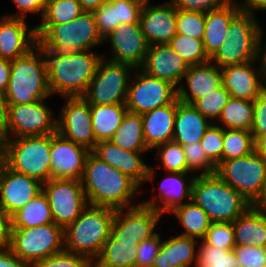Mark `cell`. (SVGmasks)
<instances>
[{
	"label": "cell",
	"instance_id": "6da1fadb",
	"mask_svg": "<svg viewBox=\"0 0 266 267\" xmlns=\"http://www.w3.org/2000/svg\"><path fill=\"white\" fill-rule=\"evenodd\" d=\"M88 205L124 209L139 186L90 152L81 179Z\"/></svg>",
	"mask_w": 266,
	"mask_h": 267
},
{
	"label": "cell",
	"instance_id": "7a4b0ae2",
	"mask_svg": "<svg viewBox=\"0 0 266 267\" xmlns=\"http://www.w3.org/2000/svg\"><path fill=\"white\" fill-rule=\"evenodd\" d=\"M47 62L48 86L51 94L66 97L83 96L95 76L102 59L89 50L60 52L43 50Z\"/></svg>",
	"mask_w": 266,
	"mask_h": 267
},
{
	"label": "cell",
	"instance_id": "3957f363",
	"mask_svg": "<svg viewBox=\"0 0 266 267\" xmlns=\"http://www.w3.org/2000/svg\"><path fill=\"white\" fill-rule=\"evenodd\" d=\"M34 48L35 52L32 49L11 61V75L4 94L7 105L30 104L51 95L43 49L39 45Z\"/></svg>",
	"mask_w": 266,
	"mask_h": 267
},
{
	"label": "cell",
	"instance_id": "277c9868",
	"mask_svg": "<svg viewBox=\"0 0 266 267\" xmlns=\"http://www.w3.org/2000/svg\"><path fill=\"white\" fill-rule=\"evenodd\" d=\"M89 206L87 205L80 216L64 229V248L67 252L95 260L110 236L115 209Z\"/></svg>",
	"mask_w": 266,
	"mask_h": 267
},
{
	"label": "cell",
	"instance_id": "5b68a950",
	"mask_svg": "<svg viewBox=\"0 0 266 267\" xmlns=\"http://www.w3.org/2000/svg\"><path fill=\"white\" fill-rule=\"evenodd\" d=\"M191 200L208 214L211 222L233 223L250 206L216 173L195 176Z\"/></svg>",
	"mask_w": 266,
	"mask_h": 267
},
{
	"label": "cell",
	"instance_id": "8992f818",
	"mask_svg": "<svg viewBox=\"0 0 266 267\" xmlns=\"http://www.w3.org/2000/svg\"><path fill=\"white\" fill-rule=\"evenodd\" d=\"M35 27L38 45L43 50L86 51L105 41L97 30L93 12L83 11L68 23L40 24Z\"/></svg>",
	"mask_w": 266,
	"mask_h": 267
},
{
	"label": "cell",
	"instance_id": "52a82bcc",
	"mask_svg": "<svg viewBox=\"0 0 266 267\" xmlns=\"http://www.w3.org/2000/svg\"><path fill=\"white\" fill-rule=\"evenodd\" d=\"M252 14L242 10L229 24L225 42L210 58L220 68L260 57L262 30ZM213 60V61H212Z\"/></svg>",
	"mask_w": 266,
	"mask_h": 267
},
{
	"label": "cell",
	"instance_id": "ba28073f",
	"mask_svg": "<svg viewBox=\"0 0 266 267\" xmlns=\"http://www.w3.org/2000/svg\"><path fill=\"white\" fill-rule=\"evenodd\" d=\"M52 134L6 139L5 164L42 183L51 178Z\"/></svg>",
	"mask_w": 266,
	"mask_h": 267
},
{
	"label": "cell",
	"instance_id": "9c48e42d",
	"mask_svg": "<svg viewBox=\"0 0 266 267\" xmlns=\"http://www.w3.org/2000/svg\"><path fill=\"white\" fill-rule=\"evenodd\" d=\"M64 228L56 223L37 227L11 228V251L33 266L38 261L65 250Z\"/></svg>",
	"mask_w": 266,
	"mask_h": 267
},
{
	"label": "cell",
	"instance_id": "30bf717a",
	"mask_svg": "<svg viewBox=\"0 0 266 267\" xmlns=\"http://www.w3.org/2000/svg\"><path fill=\"white\" fill-rule=\"evenodd\" d=\"M100 60L95 76L82 96L90 106L125 105L129 86V64Z\"/></svg>",
	"mask_w": 266,
	"mask_h": 267
},
{
	"label": "cell",
	"instance_id": "8fae6325",
	"mask_svg": "<svg viewBox=\"0 0 266 267\" xmlns=\"http://www.w3.org/2000/svg\"><path fill=\"white\" fill-rule=\"evenodd\" d=\"M215 173L251 204L266 178V159L254 151L244 157L220 162Z\"/></svg>",
	"mask_w": 266,
	"mask_h": 267
},
{
	"label": "cell",
	"instance_id": "7c38bea8",
	"mask_svg": "<svg viewBox=\"0 0 266 267\" xmlns=\"http://www.w3.org/2000/svg\"><path fill=\"white\" fill-rule=\"evenodd\" d=\"M43 185L53 221L64 229L74 222L88 205L81 181L50 178Z\"/></svg>",
	"mask_w": 266,
	"mask_h": 267
},
{
	"label": "cell",
	"instance_id": "4fadbf2b",
	"mask_svg": "<svg viewBox=\"0 0 266 267\" xmlns=\"http://www.w3.org/2000/svg\"><path fill=\"white\" fill-rule=\"evenodd\" d=\"M25 105H7V118L4 135L9 132L15 137L42 136L57 133V119L53 120V111L42 102Z\"/></svg>",
	"mask_w": 266,
	"mask_h": 267
},
{
	"label": "cell",
	"instance_id": "5bb4252c",
	"mask_svg": "<svg viewBox=\"0 0 266 267\" xmlns=\"http://www.w3.org/2000/svg\"><path fill=\"white\" fill-rule=\"evenodd\" d=\"M141 72L137 70L135 81L133 80V84L128 86L125 103L128 111L142 115L156 108L172 104L177 99L175 86L167 81L152 77L142 70Z\"/></svg>",
	"mask_w": 266,
	"mask_h": 267
},
{
	"label": "cell",
	"instance_id": "9a60e30c",
	"mask_svg": "<svg viewBox=\"0 0 266 267\" xmlns=\"http://www.w3.org/2000/svg\"><path fill=\"white\" fill-rule=\"evenodd\" d=\"M127 210L124 217L123 209L115 210L110 236L117 242L133 244V247H136L139 242L156 234L153 230L161 213L142 204L127 207Z\"/></svg>",
	"mask_w": 266,
	"mask_h": 267
},
{
	"label": "cell",
	"instance_id": "2e32d148",
	"mask_svg": "<svg viewBox=\"0 0 266 267\" xmlns=\"http://www.w3.org/2000/svg\"><path fill=\"white\" fill-rule=\"evenodd\" d=\"M57 120V133L62 137L86 147L95 148L90 104L82 97H68L67 104Z\"/></svg>",
	"mask_w": 266,
	"mask_h": 267
},
{
	"label": "cell",
	"instance_id": "e0dca14e",
	"mask_svg": "<svg viewBox=\"0 0 266 267\" xmlns=\"http://www.w3.org/2000/svg\"><path fill=\"white\" fill-rule=\"evenodd\" d=\"M43 183L18 173L6 164L0 172V208L11 217L43 192Z\"/></svg>",
	"mask_w": 266,
	"mask_h": 267
},
{
	"label": "cell",
	"instance_id": "ac0fdd59",
	"mask_svg": "<svg viewBox=\"0 0 266 267\" xmlns=\"http://www.w3.org/2000/svg\"><path fill=\"white\" fill-rule=\"evenodd\" d=\"M110 39L112 54L110 61L125 63L136 70L144 63L149 44L140 23H124L113 29L104 40Z\"/></svg>",
	"mask_w": 266,
	"mask_h": 267
},
{
	"label": "cell",
	"instance_id": "d6986e66",
	"mask_svg": "<svg viewBox=\"0 0 266 267\" xmlns=\"http://www.w3.org/2000/svg\"><path fill=\"white\" fill-rule=\"evenodd\" d=\"M89 151L59 133L52 134L51 178L81 181Z\"/></svg>",
	"mask_w": 266,
	"mask_h": 267
},
{
	"label": "cell",
	"instance_id": "ffe728a7",
	"mask_svg": "<svg viewBox=\"0 0 266 267\" xmlns=\"http://www.w3.org/2000/svg\"><path fill=\"white\" fill-rule=\"evenodd\" d=\"M148 5V0H145L139 20L148 44H168L177 34L174 3L170 1L158 6Z\"/></svg>",
	"mask_w": 266,
	"mask_h": 267
},
{
	"label": "cell",
	"instance_id": "44dd1931",
	"mask_svg": "<svg viewBox=\"0 0 266 267\" xmlns=\"http://www.w3.org/2000/svg\"><path fill=\"white\" fill-rule=\"evenodd\" d=\"M101 161L116 168L132 179L139 187L143 181L153 180V169L140 158L142 152L123 150L110 141H99L91 151Z\"/></svg>",
	"mask_w": 266,
	"mask_h": 267
},
{
	"label": "cell",
	"instance_id": "7402d4cb",
	"mask_svg": "<svg viewBox=\"0 0 266 267\" xmlns=\"http://www.w3.org/2000/svg\"><path fill=\"white\" fill-rule=\"evenodd\" d=\"M146 74L177 86L189 65L169 44L150 45L142 64Z\"/></svg>",
	"mask_w": 266,
	"mask_h": 267
},
{
	"label": "cell",
	"instance_id": "603a6c76",
	"mask_svg": "<svg viewBox=\"0 0 266 267\" xmlns=\"http://www.w3.org/2000/svg\"><path fill=\"white\" fill-rule=\"evenodd\" d=\"M37 45L36 27L28 30L25 19L5 17L0 20V58L15 60Z\"/></svg>",
	"mask_w": 266,
	"mask_h": 267
},
{
	"label": "cell",
	"instance_id": "cb8c5ba5",
	"mask_svg": "<svg viewBox=\"0 0 266 267\" xmlns=\"http://www.w3.org/2000/svg\"><path fill=\"white\" fill-rule=\"evenodd\" d=\"M253 62L221 68L222 86L232 98L254 101L266 89V83L262 82V68L256 73L252 68ZM258 76L262 81H259Z\"/></svg>",
	"mask_w": 266,
	"mask_h": 267
},
{
	"label": "cell",
	"instance_id": "d4e9b609",
	"mask_svg": "<svg viewBox=\"0 0 266 267\" xmlns=\"http://www.w3.org/2000/svg\"><path fill=\"white\" fill-rule=\"evenodd\" d=\"M184 77L191 94L182 86L178 87L177 99L186 104H192L222 86L221 68L210 61L189 66Z\"/></svg>",
	"mask_w": 266,
	"mask_h": 267
},
{
	"label": "cell",
	"instance_id": "484cf974",
	"mask_svg": "<svg viewBox=\"0 0 266 267\" xmlns=\"http://www.w3.org/2000/svg\"><path fill=\"white\" fill-rule=\"evenodd\" d=\"M243 10L242 5L232 0L224 7L205 13V29L203 46L205 53L211 58L228 37L230 22Z\"/></svg>",
	"mask_w": 266,
	"mask_h": 267
},
{
	"label": "cell",
	"instance_id": "4316f807",
	"mask_svg": "<svg viewBox=\"0 0 266 267\" xmlns=\"http://www.w3.org/2000/svg\"><path fill=\"white\" fill-rule=\"evenodd\" d=\"M177 110V99L163 107L142 114L145 143L150 149L171 142Z\"/></svg>",
	"mask_w": 266,
	"mask_h": 267
},
{
	"label": "cell",
	"instance_id": "83f0119b",
	"mask_svg": "<svg viewBox=\"0 0 266 267\" xmlns=\"http://www.w3.org/2000/svg\"><path fill=\"white\" fill-rule=\"evenodd\" d=\"M211 123L212 121L207 122L206 117L191 104L180 102L177 99L172 141L182 146L198 143L203 138L206 130L212 125Z\"/></svg>",
	"mask_w": 266,
	"mask_h": 267
},
{
	"label": "cell",
	"instance_id": "f1b7e54d",
	"mask_svg": "<svg viewBox=\"0 0 266 267\" xmlns=\"http://www.w3.org/2000/svg\"><path fill=\"white\" fill-rule=\"evenodd\" d=\"M232 224L236 245L266 248V212L249 206Z\"/></svg>",
	"mask_w": 266,
	"mask_h": 267
},
{
	"label": "cell",
	"instance_id": "f546056e",
	"mask_svg": "<svg viewBox=\"0 0 266 267\" xmlns=\"http://www.w3.org/2000/svg\"><path fill=\"white\" fill-rule=\"evenodd\" d=\"M170 176L164 178L160 185V200L163 201L164 205L157 206L156 200L145 201L141 203L144 206L154 208L161 214L171 212L175 207L182 205L183 199L191 200L192 197V186L195 177H192L189 181L188 186L185 183L184 177L187 172H169Z\"/></svg>",
	"mask_w": 266,
	"mask_h": 267
},
{
	"label": "cell",
	"instance_id": "4dcf8cb0",
	"mask_svg": "<svg viewBox=\"0 0 266 267\" xmlns=\"http://www.w3.org/2000/svg\"><path fill=\"white\" fill-rule=\"evenodd\" d=\"M196 238L179 235L163 241L153 267L190 266L197 260Z\"/></svg>",
	"mask_w": 266,
	"mask_h": 267
},
{
	"label": "cell",
	"instance_id": "1f68e13d",
	"mask_svg": "<svg viewBox=\"0 0 266 267\" xmlns=\"http://www.w3.org/2000/svg\"><path fill=\"white\" fill-rule=\"evenodd\" d=\"M109 141L123 150L147 151L149 148L145 143L142 115L127 110L120 127Z\"/></svg>",
	"mask_w": 266,
	"mask_h": 267
},
{
	"label": "cell",
	"instance_id": "d6a6232c",
	"mask_svg": "<svg viewBox=\"0 0 266 267\" xmlns=\"http://www.w3.org/2000/svg\"><path fill=\"white\" fill-rule=\"evenodd\" d=\"M95 141H109L120 127L127 111L125 105L90 106Z\"/></svg>",
	"mask_w": 266,
	"mask_h": 267
},
{
	"label": "cell",
	"instance_id": "836d02e7",
	"mask_svg": "<svg viewBox=\"0 0 266 267\" xmlns=\"http://www.w3.org/2000/svg\"><path fill=\"white\" fill-rule=\"evenodd\" d=\"M52 222L51 208L44 192L11 216V228L37 227Z\"/></svg>",
	"mask_w": 266,
	"mask_h": 267
},
{
	"label": "cell",
	"instance_id": "e575fe53",
	"mask_svg": "<svg viewBox=\"0 0 266 267\" xmlns=\"http://www.w3.org/2000/svg\"><path fill=\"white\" fill-rule=\"evenodd\" d=\"M185 228L180 235L202 240L211 224L208 214L192 200L175 207L172 211Z\"/></svg>",
	"mask_w": 266,
	"mask_h": 267
},
{
	"label": "cell",
	"instance_id": "d590c367",
	"mask_svg": "<svg viewBox=\"0 0 266 267\" xmlns=\"http://www.w3.org/2000/svg\"><path fill=\"white\" fill-rule=\"evenodd\" d=\"M96 259L94 267H136V247L109 236Z\"/></svg>",
	"mask_w": 266,
	"mask_h": 267
},
{
	"label": "cell",
	"instance_id": "8d00e7d4",
	"mask_svg": "<svg viewBox=\"0 0 266 267\" xmlns=\"http://www.w3.org/2000/svg\"><path fill=\"white\" fill-rule=\"evenodd\" d=\"M220 120L225 129L250 131L253 122V101L230 98L221 110Z\"/></svg>",
	"mask_w": 266,
	"mask_h": 267
},
{
	"label": "cell",
	"instance_id": "74e56055",
	"mask_svg": "<svg viewBox=\"0 0 266 267\" xmlns=\"http://www.w3.org/2000/svg\"><path fill=\"white\" fill-rule=\"evenodd\" d=\"M222 162L247 156L255 151V141L250 131L224 129Z\"/></svg>",
	"mask_w": 266,
	"mask_h": 267
},
{
	"label": "cell",
	"instance_id": "f35d334b",
	"mask_svg": "<svg viewBox=\"0 0 266 267\" xmlns=\"http://www.w3.org/2000/svg\"><path fill=\"white\" fill-rule=\"evenodd\" d=\"M168 44L189 66L210 61V58L205 53L201 39L176 34Z\"/></svg>",
	"mask_w": 266,
	"mask_h": 267
},
{
	"label": "cell",
	"instance_id": "ab89813d",
	"mask_svg": "<svg viewBox=\"0 0 266 267\" xmlns=\"http://www.w3.org/2000/svg\"><path fill=\"white\" fill-rule=\"evenodd\" d=\"M83 12L78 0H47L41 24H63Z\"/></svg>",
	"mask_w": 266,
	"mask_h": 267
},
{
	"label": "cell",
	"instance_id": "60d3db41",
	"mask_svg": "<svg viewBox=\"0 0 266 267\" xmlns=\"http://www.w3.org/2000/svg\"><path fill=\"white\" fill-rule=\"evenodd\" d=\"M197 251L196 267H242L236 261L233 249H222L206 244L204 241Z\"/></svg>",
	"mask_w": 266,
	"mask_h": 267
},
{
	"label": "cell",
	"instance_id": "b9f144b4",
	"mask_svg": "<svg viewBox=\"0 0 266 267\" xmlns=\"http://www.w3.org/2000/svg\"><path fill=\"white\" fill-rule=\"evenodd\" d=\"M230 98L228 91L221 86L210 94L195 100L191 105L204 117L217 119Z\"/></svg>",
	"mask_w": 266,
	"mask_h": 267
},
{
	"label": "cell",
	"instance_id": "7bdbcfd3",
	"mask_svg": "<svg viewBox=\"0 0 266 267\" xmlns=\"http://www.w3.org/2000/svg\"><path fill=\"white\" fill-rule=\"evenodd\" d=\"M176 28L177 34L202 40L205 29V13L176 9Z\"/></svg>",
	"mask_w": 266,
	"mask_h": 267
},
{
	"label": "cell",
	"instance_id": "ee69618b",
	"mask_svg": "<svg viewBox=\"0 0 266 267\" xmlns=\"http://www.w3.org/2000/svg\"><path fill=\"white\" fill-rule=\"evenodd\" d=\"M156 147L161 148L157 154L161 156L166 171L187 172V161L181 144L171 141Z\"/></svg>",
	"mask_w": 266,
	"mask_h": 267
},
{
	"label": "cell",
	"instance_id": "f6af8a7d",
	"mask_svg": "<svg viewBox=\"0 0 266 267\" xmlns=\"http://www.w3.org/2000/svg\"><path fill=\"white\" fill-rule=\"evenodd\" d=\"M202 241L217 248L233 249L236 246L233 224L229 222H211Z\"/></svg>",
	"mask_w": 266,
	"mask_h": 267
},
{
	"label": "cell",
	"instance_id": "bcb514c9",
	"mask_svg": "<svg viewBox=\"0 0 266 267\" xmlns=\"http://www.w3.org/2000/svg\"><path fill=\"white\" fill-rule=\"evenodd\" d=\"M183 149L187 161V173L202 168L204 171L201 175H212L216 172L217 166L208 158L200 142L183 145Z\"/></svg>",
	"mask_w": 266,
	"mask_h": 267
},
{
	"label": "cell",
	"instance_id": "7dc6e473",
	"mask_svg": "<svg viewBox=\"0 0 266 267\" xmlns=\"http://www.w3.org/2000/svg\"><path fill=\"white\" fill-rule=\"evenodd\" d=\"M223 137L224 128L213 123L200 141L204 152L216 166L222 162Z\"/></svg>",
	"mask_w": 266,
	"mask_h": 267
},
{
	"label": "cell",
	"instance_id": "c3c4849f",
	"mask_svg": "<svg viewBox=\"0 0 266 267\" xmlns=\"http://www.w3.org/2000/svg\"><path fill=\"white\" fill-rule=\"evenodd\" d=\"M93 263L87 256L64 250L38 261L32 267H94Z\"/></svg>",
	"mask_w": 266,
	"mask_h": 267
},
{
	"label": "cell",
	"instance_id": "681fc988",
	"mask_svg": "<svg viewBox=\"0 0 266 267\" xmlns=\"http://www.w3.org/2000/svg\"><path fill=\"white\" fill-rule=\"evenodd\" d=\"M145 0H115L116 27L124 23H140Z\"/></svg>",
	"mask_w": 266,
	"mask_h": 267
},
{
	"label": "cell",
	"instance_id": "f907efd6",
	"mask_svg": "<svg viewBox=\"0 0 266 267\" xmlns=\"http://www.w3.org/2000/svg\"><path fill=\"white\" fill-rule=\"evenodd\" d=\"M162 241L156 233L136 246V267H153L155 257L159 253Z\"/></svg>",
	"mask_w": 266,
	"mask_h": 267
},
{
	"label": "cell",
	"instance_id": "816d5d0a",
	"mask_svg": "<svg viewBox=\"0 0 266 267\" xmlns=\"http://www.w3.org/2000/svg\"><path fill=\"white\" fill-rule=\"evenodd\" d=\"M233 250L242 267H266V248L236 245Z\"/></svg>",
	"mask_w": 266,
	"mask_h": 267
},
{
	"label": "cell",
	"instance_id": "f5cc1de1",
	"mask_svg": "<svg viewBox=\"0 0 266 267\" xmlns=\"http://www.w3.org/2000/svg\"><path fill=\"white\" fill-rule=\"evenodd\" d=\"M97 30L105 37L116 28L115 0H107L97 10L93 11Z\"/></svg>",
	"mask_w": 266,
	"mask_h": 267
},
{
	"label": "cell",
	"instance_id": "db71d44e",
	"mask_svg": "<svg viewBox=\"0 0 266 267\" xmlns=\"http://www.w3.org/2000/svg\"><path fill=\"white\" fill-rule=\"evenodd\" d=\"M250 132L254 141L266 135V89L253 101V122Z\"/></svg>",
	"mask_w": 266,
	"mask_h": 267
},
{
	"label": "cell",
	"instance_id": "11a10c76",
	"mask_svg": "<svg viewBox=\"0 0 266 267\" xmlns=\"http://www.w3.org/2000/svg\"><path fill=\"white\" fill-rule=\"evenodd\" d=\"M176 9L190 12L207 13L212 10H217L232 0H171Z\"/></svg>",
	"mask_w": 266,
	"mask_h": 267
},
{
	"label": "cell",
	"instance_id": "9f6ffc18",
	"mask_svg": "<svg viewBox=\"0 0 266 267\" xmlns=\"http://www.w3.org/2000/svg\"><path fill=\"white\" fill-rule=\"evenodd\" d=\"M12 1L20 13L19 15L12 14L7 17L19 18V19H25L26 17V14H24L25 12L34 13V12L41 11L42 12L41 14L43 17L45 8H46V2H47V0H12Z\"/></svg>",
	"mask_w": 266,
	"mask_h": 267
},
{
	"label": "cell",
	"instance_id": "6f0895ef",
	"mask_svg": "<svg viewBox=\"0 0 266 267\" xmlns=\"http://www.w3.org/2000/svg\"><path fill=\"white\" fill-rule=\"evenodd\" d=\"M11 236V217L0 208V250L8 248Z\"/></svg>",
	"mask_w": 266,
	"mask_h": 267
},
{
	"label": "cell",
	"instance_id": "680465c9",
	"mask_svg": "<svg viewBox=\"0 0 266 267\" xmlns=\"http://www.w3.org/2000/svg\"><path fill=\"white\" fill-rule=\"evenodd\" d=\"M0 267H32L28 262L17 257L11 249L0 250Z\"/></svg>",
	"mask_w": 266,
	"mask_h": 267
},
{
	"label": "cell",
	"instance_id": "91938a15",
	"mask_svg": "<svg viewBox=\"0 0 266 267\" xmlns=\"http://www.w3.org/2000/svg\"><path fill=\"white\" fill-rule=\"evenodd\" d=\"M11 75V60L0 58V92L5 94Z\"/></svg>",
	"mask_w": 266,
	"mask_h": 267
},
{
	"label": "cell",
	"instance_id": "94428289",
	"mask_svg": "<svg viewBox=\"0 0 266 267\" xmlns=\"http://www.w3.org/2000/svg\"><path fill=\"white\" fill-rule=\"evenodd\" d=\"M250 206L263 212H266V178L262 184V188L259 195L250 204Z\"/></svg>",
	"mask_w": 266,
	"mask_h": 267
},
{
	"label": "cell",
	"instance_id": "6125c7cd",
	"mask_svg": "<svg viewBox=\"0 0 266 267\" xmlns=\"http://www.w3.org/2000/svg\"><path fill=\"white\" fill-rule=\"evenodd\" d=\"M7 118V102L5 95L0 92V133L4 134Z\"/></svg>",
	"mask_w": 266,
	"mask_h": 267
},
{
	"label": "cell",
	"instance_id": "be15d7a7",
	"mask_svg": "<svg viewBox=\"0 0 266 267\" xmlns=\"http://www.w3.org/2000/svg\"><path fill=\"white\" fill-rule=\"evenodd\" d=\"M245 3L242 5L243 10L252 15L254 9L266 10V0H246Z\"/></svg>",
	"mask_w": 266,
	"mask_h": 267
},
{
	"label": "cell",
	"instance_id": "e7e4bbea",
	"mask_svg": "<svg viewBox=\"0 0 266 267\" xmlns=\"http://www.w3.org/2000/svg\"><path fill=\"white\" fill-rule=\"evenodd\" d=\"M107 0H78L83 11L93 12L102 6Z\"/></svg>",
	"mask_w": 266,
	"mask_h": 267
},
{
	"label": "cell",
	"instance_id": "03108f58",
	"mask_svg": "<svg viewBox=\"0 0 266 267\" xmlns=\"http://www.w3.org/2000/svg\"><path fill=\"white\" fill-rule=\"evenodd\" d=\"M255 152L266 159V135L255 140Z\"/></svg>",
	"mask_w": 266,
	"mask_h": 267
},
{
	"label": "cell",
	"instance_id": "003e7915",
	"mask_svg": "<svg viewBox=\"0 0 266 267\" xmlns=\"http://www.w3.org/2000/svg\"><path fill=\"white\" fill-rule=\"evenodd\" d=\"M6 159V137L0 133V172L5 166Z\"/></svg>",
	"mask_w": 266,
	"mask_h": 267
},
{
	"label": "cell",
	"instance_id": "a7ac6f4b",
	"mask_svg": "<svg viewBox=\"0 0 266 267\" xmlns=\"http://www.w3.org/2000/svg\"><path fill=\"white\" fill-rule=\"evenodd\" d=\"M262 59H261V68H262V79L266 80V49L265 52L263 54V56L261 55ZM266 86V85H265Z\"/></svg>",
	"mask_w": 266,
	"mask_h": 267
},
{
	"label": "cell",
	"instance_id": "89a4df30",
	"mask_svg": "<svg viewBox=\"0 0 266 267\" xmlns=\"http://www.w3.org/2000/svg\"><path fill=\"white\" fill-rule=\"evenodd\" d=\"M174 267H189V266H182V265H179V266H174Z\"/></svg>",
	"mask_w": 266,
	"mask_h": 267
}]
</instances>
